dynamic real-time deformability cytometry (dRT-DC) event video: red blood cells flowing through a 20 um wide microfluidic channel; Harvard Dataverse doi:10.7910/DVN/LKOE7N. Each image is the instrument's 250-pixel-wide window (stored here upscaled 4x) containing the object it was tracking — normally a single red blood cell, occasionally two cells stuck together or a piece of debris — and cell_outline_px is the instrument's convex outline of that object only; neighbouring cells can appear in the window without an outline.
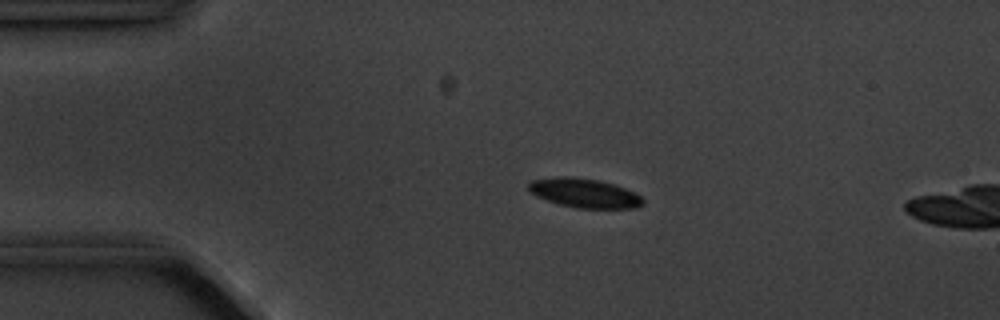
{"species": "common noctule bat (a hibernating species)", "species_latin": "Nyctalus noctula", "temperature_condition": "cold", "stored_images_in_passage": 4, "camera_frame_rate_fps": 3000, "um_per_image_px": 0.085, "animal": {"sex": "male", "body_mass_g": 20.1, "forearm_length_mm": 53.5}, "frame": {"image": 1, "passage_image": 3, "time_ms": 2.333, "image_size_px": [1000, 320], "cell_outline_px": [[644, 204], [636, 208], [576, 208], [560, 204], [536, 196], [528, 188], [528, 184], [532, 180], [556, 176], [568, 176], [600, 180], [616, 184], [640, 196], [644, 200]], "centroid_in_image_um": [49.68, 16.4], "position_along_channel_um": 35.3, "area_um2": 19.42}}